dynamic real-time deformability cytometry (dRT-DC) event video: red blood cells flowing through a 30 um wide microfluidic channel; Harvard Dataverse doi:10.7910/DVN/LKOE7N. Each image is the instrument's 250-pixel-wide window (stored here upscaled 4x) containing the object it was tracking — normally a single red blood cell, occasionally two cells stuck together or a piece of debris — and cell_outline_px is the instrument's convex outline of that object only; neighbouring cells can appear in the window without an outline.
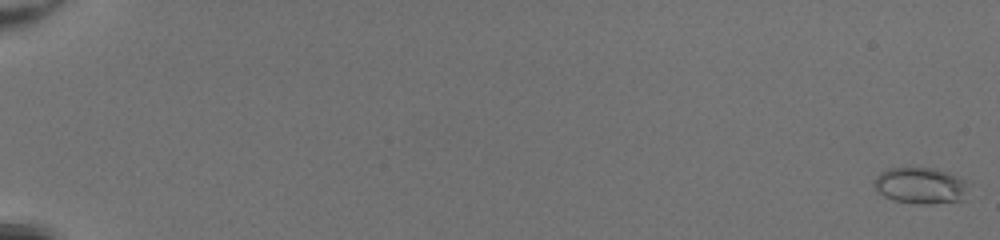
{"species": "common noctule bat (a hibernating species)", "species_latin": "Nyctalus noctula", "temperature_condition": "room temperature", "stored_images_in_passage": 52, "camera_frame_rate_fps": 3000, "um_per_image_px": 0.085, "animal": {"sex": "female", "body_mass_g": 20.0, "forearm_length_mm": 54.0}, "frame": {"image": 1, "passage_image": 1, "time_ms": 0.0, "image_size_px": [1000, 240], "cell_outline_px": [[968, 180], [964, 200], [928, 204], [920, 204], [892, 200], [884, 196], [872, 184], [876, 176], [880, 172], [888, 168], [936, 168], [948, 172]], "centroid_in_image_um": [78.26, 15.77], "position_along_channel_um": 6.7, "area_um2": 20.11}}
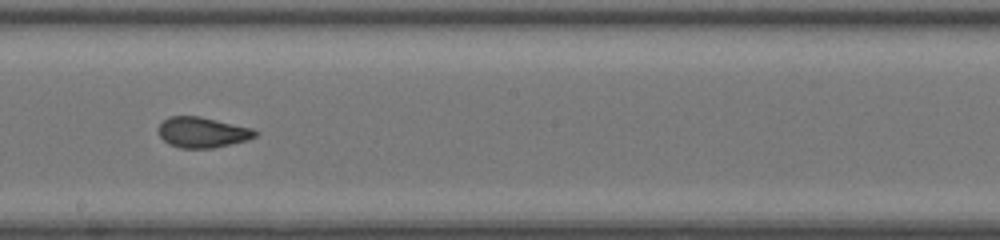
{"frame": {"image": 2, "passage_image": 33, "time_ms": 10.667, "image_size_px": [1000, 240], "cell_outline_px": [[260, 132], [256, 136], [248, 140], [212, 148], [180, 148], [168, 144], [160, 136], [156, 128], [168, 116], [200, 116], [252, 128]], "centroid_in_image_um": [17.19, 11.25], "position_along_channel_um": 231.0, "area_um2": 17.34}}
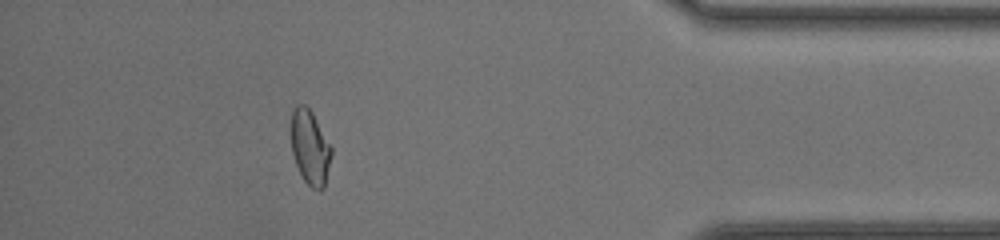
{"frame": {"image": 3, "passage_image": 48, "time_ms": 15.667, "image_size_px": [1000, 240], "cell_outline_px": [[332, 152], [324, 188], [312, 188], [304, 180], [296, 164], [292, 152], [292, 108], [296, 104], [304, 104], [312, 112], [332, 148]], "centroid_in_image_um": [26.35, 12.5], "position_along_channel_um": 408.8, "area_um2": 17.17}, "authors_computed_cell_mechanics": {"area_um2": 18.0625, "velocity_mm_per_s": 4.2555, "shape_relaxation_time_tau1_ms": 10.0532, "shape_relaxation_time_tau2_ms": 0.8674, "deformation_change_tau1": 0.23, "deformation_change_tau2": 0.0457}}